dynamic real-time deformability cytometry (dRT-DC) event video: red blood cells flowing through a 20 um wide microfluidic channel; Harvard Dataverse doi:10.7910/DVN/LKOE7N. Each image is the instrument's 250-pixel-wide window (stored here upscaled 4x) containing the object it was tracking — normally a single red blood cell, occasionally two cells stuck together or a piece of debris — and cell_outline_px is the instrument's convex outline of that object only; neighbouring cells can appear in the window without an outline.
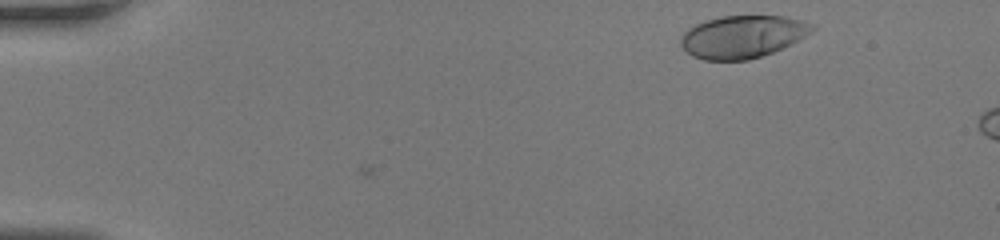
{"species": "human", "species_latin": "Homo sapiens", "temperature_condition": "room temperature", "stored_images_in_passage": 10, "camera_frame_rate_fps": 3000, "um_per_image_px": 0.085, "donor": {"sex": "female"}, "frame": {"image": 1, "passage_image": 1, "time_ms": 0.0, "image_size_px": [1000, 240], "cell_outline_px": [[816, 28], [804, 36], [772, 52], [748, 60], [704, 60], [692, 56], [680, 44], [680, 36], [688, 28], [696, 24], [720, 16], [784, 16], [816, 24]], "centroid_in_image_um": [63.09, 3.11], "position_along_channel_um": 21.9, "area_um2": 32.25}}